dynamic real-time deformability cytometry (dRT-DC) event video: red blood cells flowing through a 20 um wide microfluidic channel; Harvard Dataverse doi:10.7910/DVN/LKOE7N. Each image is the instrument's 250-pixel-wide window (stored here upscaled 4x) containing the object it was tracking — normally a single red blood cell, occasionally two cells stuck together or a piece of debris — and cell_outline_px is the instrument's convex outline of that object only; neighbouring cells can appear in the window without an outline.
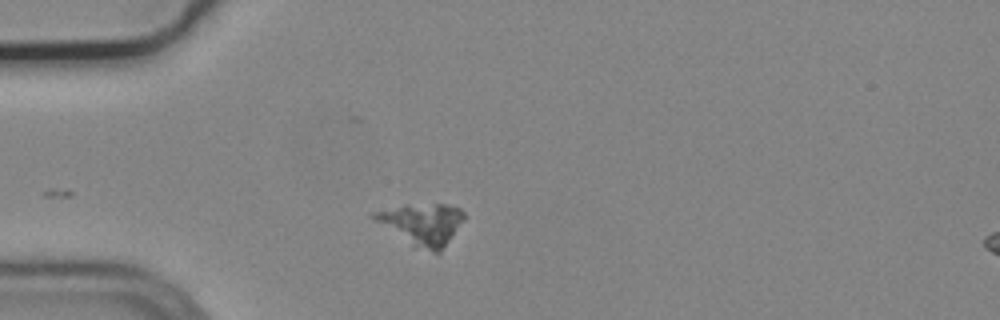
{"species": "common noctule bat (a hibernating species)", "species_latin": "Nyctalus noctula", "temperature_condition": "cold", "stored_images_in_passage": 7, "camera_frame_rate_fps": 3000, "um_per_image_px": 0.085, "animal": {"sex": "male", "body_mass_g": 19.2, "forearm_length_mm": 51.8}, "frame": {"image": 1, "passage_image": 2, "time_ms": 0.333, "image_size_px": [1000, 320], "cell_outline_px": [[464, 220], [440, 252], [432, 252], [412, 248], [368, 216], [368, 212], [404, 204], [444, 204], [460, 208], [464, 212]], "centroid_in_image_um": [35.78, 19.05], "position_along_channel_um": 49.2, "area_um2": 22.43}}
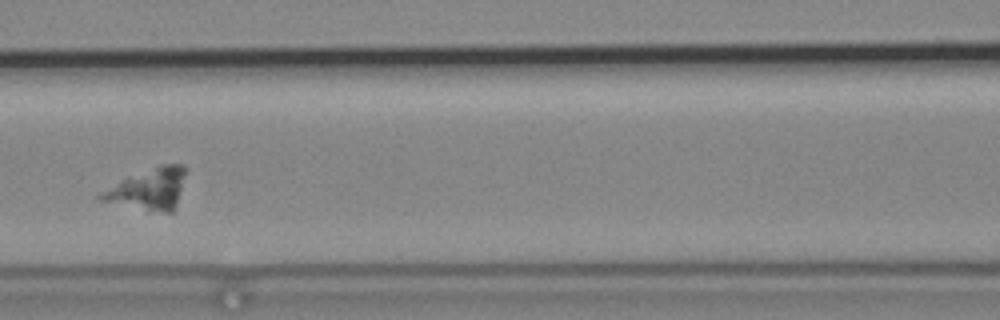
{"frame": {"image": 2, "passage_image": 5, "time_ms": 1.333, "image_size_px": [1000, 320], "cell_outline_px": [[184, 172], [176, 204], [172, 212], [148, 212], [96, 200], [96, 196], [100, 192], [128, 176], [160, 164], [180, 164], [184, 168]], "centroid_in_image_um": [12.52, 16.1], "position_along_channel_um": 154.1, "area_um2": 20.4}}
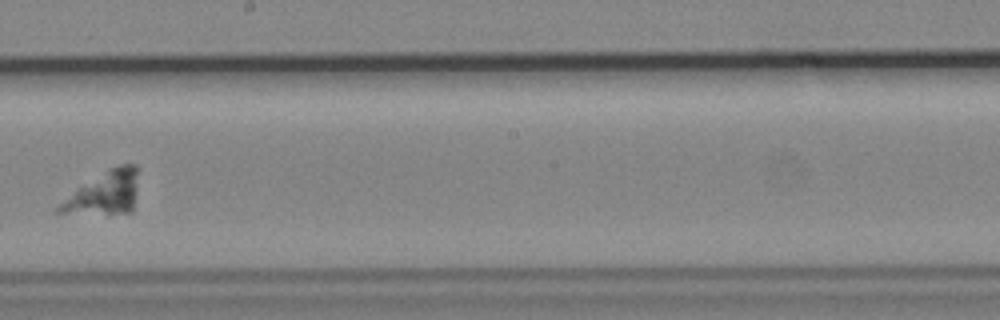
{"frame": {"image": 3, "passage_image": 7, "time_ms": 2.0, "image_size_px": [1000, 320], "cell_outline_px": [[140, 168], [132, 212], [52, 212], [52, 208], [108, 168], [120, 164], [136, 164]], "centroid_in_image_um": [8.92, 16.35], "position_along_channel_um": 239.3, "area_um2": 19.31}}